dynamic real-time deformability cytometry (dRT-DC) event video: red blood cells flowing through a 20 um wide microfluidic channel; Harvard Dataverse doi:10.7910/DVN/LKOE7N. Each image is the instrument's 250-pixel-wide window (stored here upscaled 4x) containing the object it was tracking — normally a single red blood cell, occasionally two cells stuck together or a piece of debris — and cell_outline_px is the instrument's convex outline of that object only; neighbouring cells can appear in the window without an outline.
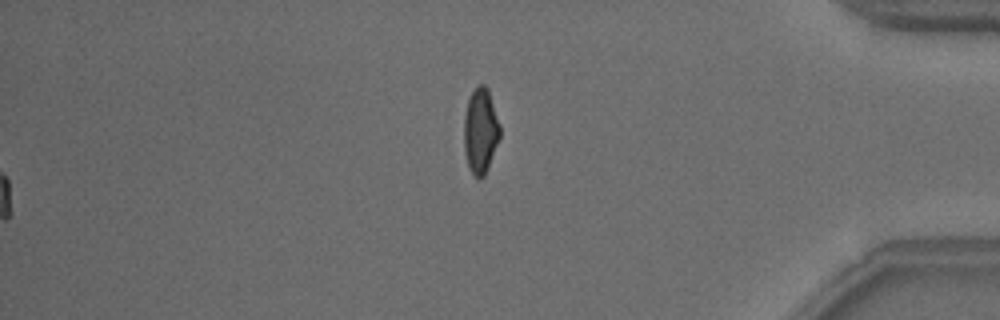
{"species": "common noctule bat (a hibernating species)", "species_latin": "Nyctalus noctula", "temperature_condition": "warm", "stored_images_in_passage": 53, "segment_of_instrument_passage": [2, 2], "camera_frame_rate_fps": 3000, "um_per_image_px": 0.085, "animal": {"sex": "male", "body_mass_g": 18.8}, "frame": {"image": 1, "passage_image": 53, "time_ms": 17.333, "image_size_px": [1000, 320], "cell_outline_px": [[500, 136], [488, 168], [484, 176], [480, 180], [468, 168], [464, 152], [464, 116], [468, 100], [472, 92], [480, 84], [484, 84], [488, 88], [500, 124]], "centroid_in_image_um": [40.84, 11.13], "position_along_channel_um": 394.4, "area_um2": 17.92}}